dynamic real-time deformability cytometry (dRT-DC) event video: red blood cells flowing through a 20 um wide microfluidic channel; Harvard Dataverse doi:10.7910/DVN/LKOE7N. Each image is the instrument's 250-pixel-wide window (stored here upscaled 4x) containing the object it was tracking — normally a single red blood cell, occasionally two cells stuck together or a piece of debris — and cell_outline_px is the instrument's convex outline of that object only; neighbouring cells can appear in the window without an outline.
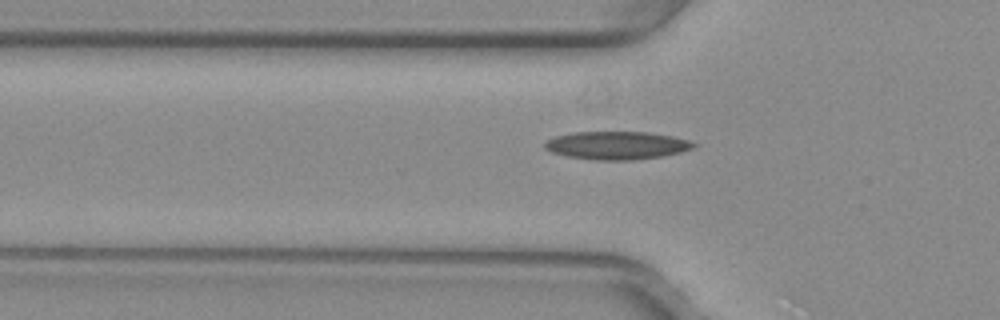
{"species": "common noctule bat (a hibernating species)", "species_latin": "Nyctalus noctula", "temperature_condition": "warm", "stored_images_in_passage": 28, "camera_frame_rate_fps": 3000, "um_per_image_px": 0.085, "animal": {"sex": "female", "body_mass_g": 29.2, "forearm_length_mm": 56.3}, "frame": {"image": 1, "passage_image": 3, "time_ms": 0.667, "image_size_px": [1000, 320], "cell_outline_px": [[696, 144], [692, 148], [680, 152], [660, 156], [632, 160], [596, 160], [568, 156], [552, 152], [544, 148], [544, 144], [548, 140], [556, 136], [572, 132], [648, 132], [672, 136], [688, 140]], "centroid_in_image_um": [52.4, 12.35], "position_along_channel_um": 73.4, "area_um2": 24.04}}
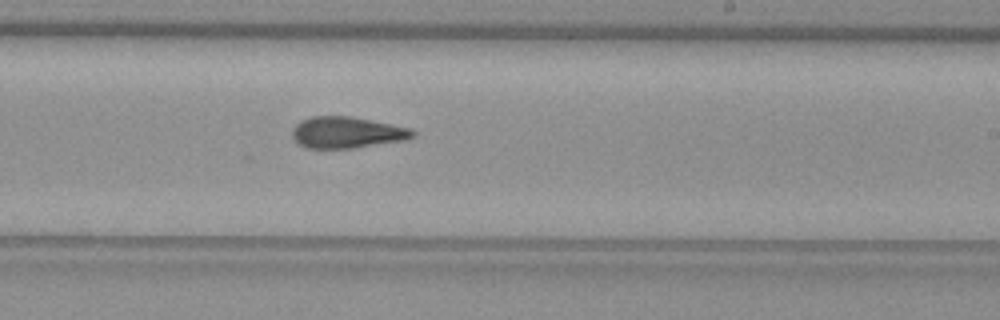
{"frame": {"image": 2, "passage_image": 17, "time_ms": 5.333, "image_size_px": [1000, 320], "cell_outline_px": [[416, 136], [404, 140], [352, 148], [308, 148], [300, 144], [292, 136], [292, 128], [300, 120], [312, 116], [348, 116], [412, 128], [416, 132]], "centroid_in_image_um": [29.49, 11.25], "position_along_channel_um": 259.5, "area_um2": 21.91}}
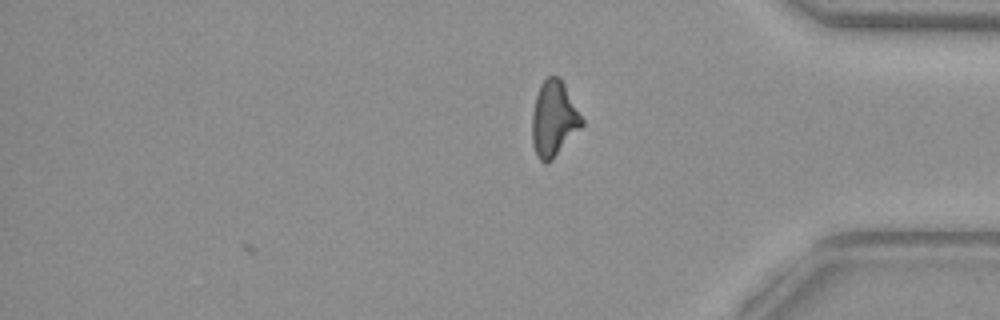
{"frame": {"image": 3, "passage_image": 28, "time_ms": 9.0, "image_size_px": [1000, 320], "cell_outline_px": [[584, 124], [552, 160], [548, 164], [544, 164], [536, 156], [532, 144], [532, 112], [536, 96], [540, 84], [548, 76], [560, 76], [584, 120]], "centroid_in_image_um": [47.06, 10.12], "position_along_channel_um": 388.1, "area_um2": 22.02}, "authors_computed_cell_mechanics": {"area_um2": 22.0218, "velocity_mm_per_s": 3.9714, "shape_relaxation_time_tau1_ms": 10.157, "shape_relaxation_time_tau2_ms": 3.3225, "deformation_change_tau1": 0.2456, "deformation_change_tau2": 0.1181}}